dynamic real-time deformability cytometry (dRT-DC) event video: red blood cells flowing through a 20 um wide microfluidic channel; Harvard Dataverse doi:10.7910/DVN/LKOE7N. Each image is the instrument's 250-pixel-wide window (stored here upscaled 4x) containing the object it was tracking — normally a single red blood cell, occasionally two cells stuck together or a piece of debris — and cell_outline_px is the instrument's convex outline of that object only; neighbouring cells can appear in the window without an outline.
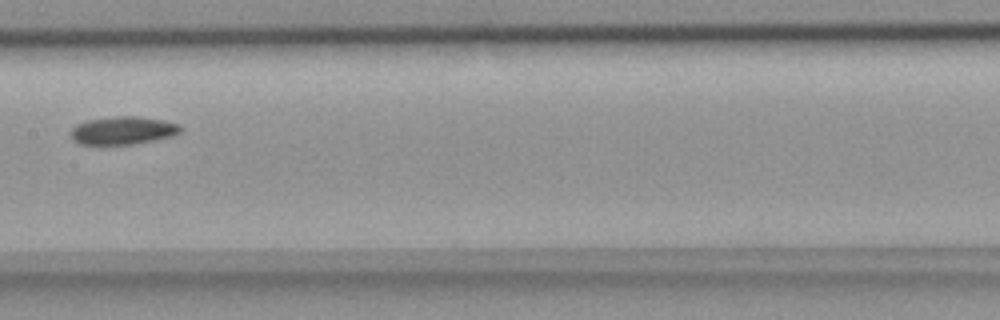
{"species": "common noctule bat (a hibernating species)", "species_latin": "Nyctalus noctula", "temperature_condition": "room temperature", "stored_images_in_passage": 5, "camera_frame_rate_fps": 3000, "um_per_image_px": 0.085, "animal": {"sex": "female", "body_mass_g": 18.4}, "frame": {"image": 1, "passage_image": 5, "time_ms": 1.333, "image_size_px": [1000, 320], "cell_outline_px": [[180, 132], [172, 136], [132, 144], [80, 144], [72, 140], [72, 128], [76, 124], [84, 120], [116, 116], [136, 116], [164, 120], [176, 124], [180, 128]], "centroid_in_image_um": [10.4, 11.08], "position_along_channel_um": 197.0, "area_um2": 17.69}}